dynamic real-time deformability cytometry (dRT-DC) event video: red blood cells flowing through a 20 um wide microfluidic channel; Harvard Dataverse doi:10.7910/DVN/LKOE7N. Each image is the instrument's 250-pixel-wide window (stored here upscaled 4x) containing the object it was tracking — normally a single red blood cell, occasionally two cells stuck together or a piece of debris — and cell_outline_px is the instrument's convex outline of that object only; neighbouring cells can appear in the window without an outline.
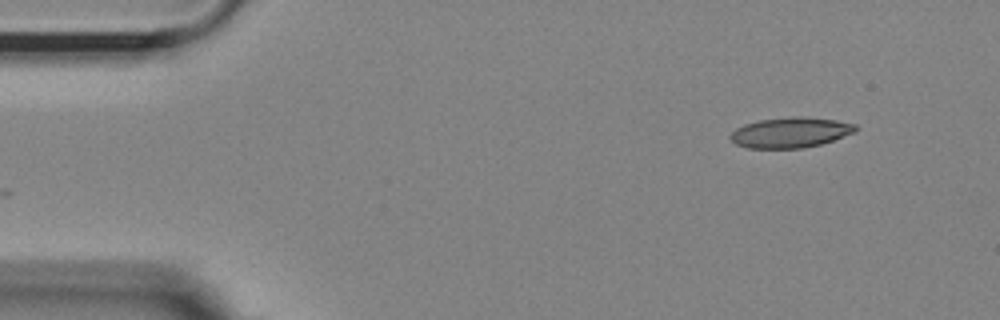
{"species": "Egyptian fruit bat (a non-hibernating species)", "species_latin": "Rousettus aegyptiacus", "temperature_condition": "room temperature", "stored_images_in_passage": 11, "camera_frame_rate_fps": 3000, "um_per_image_px": 0.085, "animal": {"sex": "female"}, "frame": {"image": 1, "passage_image": 1, "time_ms": 0.0, "image_size_px": [1000, 320], "cell_outline_px": [[856, 132], [820, 144], [804, 148], [748, 148], [736, 144], [728, 136], [736, 128], [744, 124], [760, 120], [792, 116], [800, 116], [836, 120], [856, 124]], "centroid_in_image_um": [67.18, 11.26], "position_along_channel_um": 17.8, "area_um2": 22.08}}